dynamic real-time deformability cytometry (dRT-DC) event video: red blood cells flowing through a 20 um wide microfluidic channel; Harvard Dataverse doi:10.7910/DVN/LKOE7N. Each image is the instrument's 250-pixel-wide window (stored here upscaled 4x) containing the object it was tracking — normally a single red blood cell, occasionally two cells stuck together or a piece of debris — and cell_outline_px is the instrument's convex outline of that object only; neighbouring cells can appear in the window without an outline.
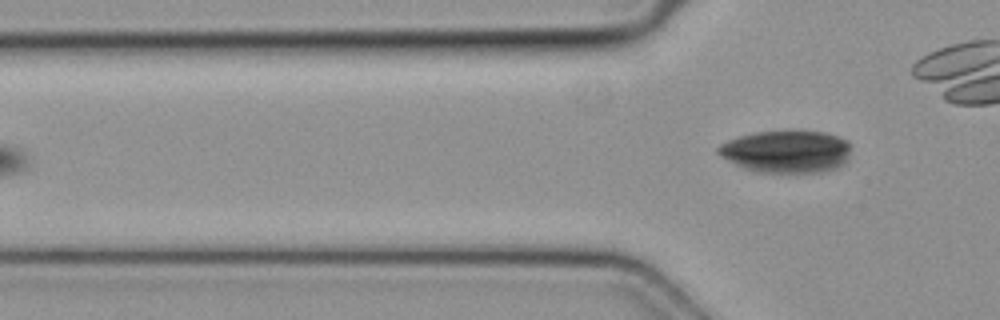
{"species": "common noctule bat (a hibernating species)", "species_latin": "Nyctalus noctula", "temperature_condition": "cold", "stored_images_in_passage": 5, "camera_frame_rate_fps": 3000, "um_per_image_px": 0.085, "animal": {"sex": "female", "body_mass_g": 19.3, "forearm_length_mm": 54.1}, "frame": {"image": 1, "passage_image": 5, "time_ms": 1.333, "image_size_px": [1000, 320], "cell_outline_px": [[848, 160], [844, 164], [836, 168], [824, 172], [756, 172], [744, 168], [720, 156], [716, 152], [716, 148], [720, 144], [728, 140], [740, 136], [756, 132], [824, 132], [840, 136], [848, 140]], "centroid_in_image_um": [66.84, 12.89], "position_along_channel_um": 59.0, "area_um2": 32.6}}